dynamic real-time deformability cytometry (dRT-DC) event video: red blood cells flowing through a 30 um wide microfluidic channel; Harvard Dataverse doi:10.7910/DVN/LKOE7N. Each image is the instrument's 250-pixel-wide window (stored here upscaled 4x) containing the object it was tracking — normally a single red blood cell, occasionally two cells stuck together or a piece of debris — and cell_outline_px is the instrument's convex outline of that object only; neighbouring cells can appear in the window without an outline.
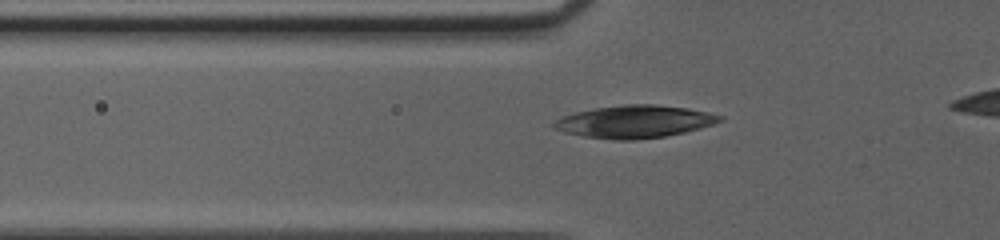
{"species": "common noctule bat (a hibernating species)", "species_latin": "Nyctalus noctula", "temperature_condition": "cold", "stored_images_in_passage": 32, "camera_frame_rate_fps": 3000, "um_per_image_px": 0.085, "animal": {"sex": "female", "body_mass_g": 20.0, "forearm_length_mm": 54.0}, "frame": {"image": 1, "passage_image": 2, "time_ms": 0.333, "image_size_px": [1000, 240], "cell_outline_px": [[724, 120], [700, 128], [684, 132], [664, 136], [632, 140], [620, 140], [584, 136], [564, 132], [552, 128], [552, 120], [560, 116], [576, 112], [596, 108], [628, 104], [656, 104], [688, 108], [708, 112], [724, 116]], "centroid_in_image_um": [53.92, 10.33], "position_along_channel_um": 71.9, "area_um2": 31.44}}
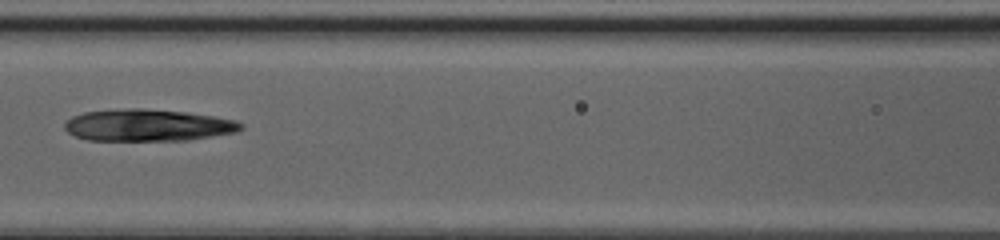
{"frame": {"image": 2, "passage_image": 8, "time_ms": 2.333, "image_size_px": [1000, 240], "cell_outline_px": [[244, 128], [236, 132], [188, 140], [88, 140], [76, 136], [68, 132], [64, 128], [64, 124], [72, 116], [84, 112], [128, 108], [140, 108], [188, 112], [236, 120], [244, 124]], "centroid_in_image_um": [12.59, 10.64], "position_along_channel_um": 154.0, "area_um2": 32.71}}
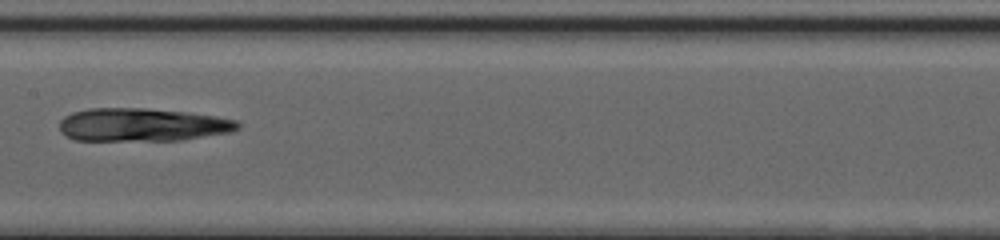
{"frame": {"image": 3, "passage_image": 11, "time_ms": 3.333, "image_size_px": [1000, 240], "cell_outline_px": [[240, 128], [228, 132], [180, 140], [76, 140], [68, 136], [60, 128], [60, 120], [64, 116], [72, 112], [88, 108], [148, 108], [184, 112], [216, 116], [236, 120], [240, 124]], "centroid_in_image_um": [12.08, 10.59], "position_along_channel_um": 195.3, "area_um2": 34.16}}